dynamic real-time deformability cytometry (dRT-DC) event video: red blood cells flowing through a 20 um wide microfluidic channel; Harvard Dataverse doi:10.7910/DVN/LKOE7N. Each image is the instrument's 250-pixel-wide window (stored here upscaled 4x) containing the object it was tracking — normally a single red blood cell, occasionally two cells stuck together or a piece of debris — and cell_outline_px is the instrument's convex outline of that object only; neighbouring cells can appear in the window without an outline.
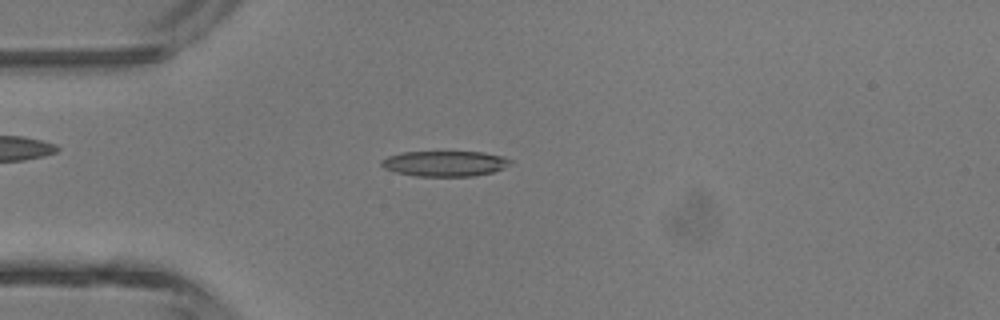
{"species": "common noctule bat (a hibernating species)", "species_latin": "Nyctalus noctula", "temperature_condition": "room temperature", "stored_images_in_passage": 4, "camera_frame_rate_fps": 3000, "um_per_image_px": 0.085, "animal": {"sex": "male", "body_mass_g": 13.3}, "frame": {"image": 1, "passage_image": 3, "time_ms": 2.667, "image_size_px": [1000, 320], "cell_outline_px": [[512, 164], [504, 168], [492, 172], [472, 176], [416, 176], [396, 172], [384, 168], [380, 164], [380, 160], [388, 156], [400, 152], [484, 152], [504, 156], [512, 160]], "centroid_in_image_um": [37.82, 13.89], "position_along_channel_um": 47.2, "area_um2": 19.25}}